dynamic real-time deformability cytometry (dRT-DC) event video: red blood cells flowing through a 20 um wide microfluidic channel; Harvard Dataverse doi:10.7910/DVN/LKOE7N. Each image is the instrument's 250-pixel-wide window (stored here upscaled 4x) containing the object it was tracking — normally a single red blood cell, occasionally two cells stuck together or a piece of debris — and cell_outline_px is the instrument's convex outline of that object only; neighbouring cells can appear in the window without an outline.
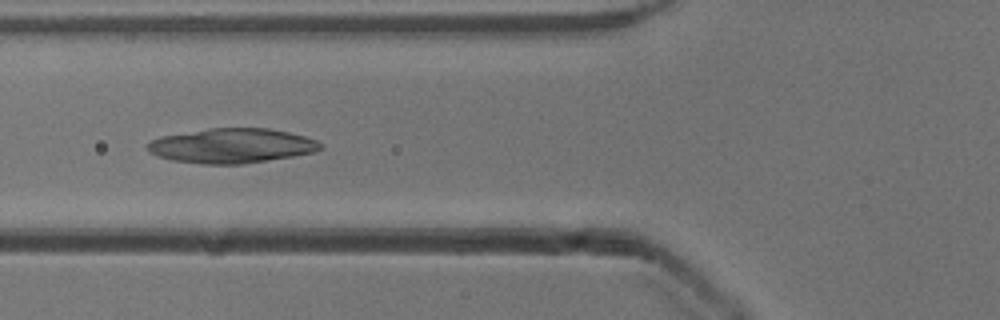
{"species": "common noctule bat (a hibernating species)", "species_latin": "Nyctalus noctula", "temperature_condition": "cold", "stored_images_in_passage": 40, "camera_frame_rate_fps": 3000, "um_per_image_px": 0.085, "animal": {"sex": "male", "body_mass_g": 13.3}, "frame": {"image": 1, "passage_image": 10, "time_ms": 3.0, "image_size_px": [1000, 320], "cell_outline_px": [[324, 148], [312, 152], [292, 156], [244, 164], [200, 164], [172, 160], [156, 156], [148, 152], [144, 148], [152, 140], [160, 136], [208, 128], [268, 128], [288, 132], [304, 136], [316, 140], [324, 144]], "centroid_in_image_um": [19.66, 12.39], "position_along_channel_um": 106.1, "area_um2": 35.14}}
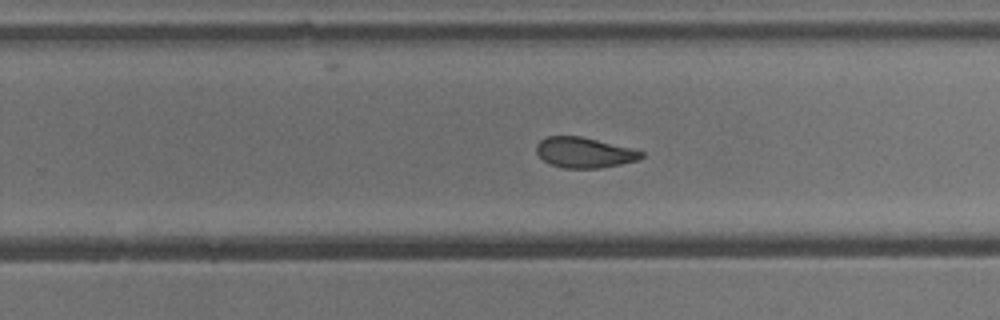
{"frame": {"image": 2, "passage_image": 20, "time_ms": 6.333, "image_size_px": [1000, 320], "cell_outline_px": [[644, 156], [636, 160], [620, 164], [600, 168], [564, 168], [548, 164], [536, 152], [536, 144], [544, 136], [580, 136], [632, 148], [644, 152]], "centroid_in_image_um": [49.63, 12.96], "position_along_channel_um": 280.2, "area_um2": 18.61}}
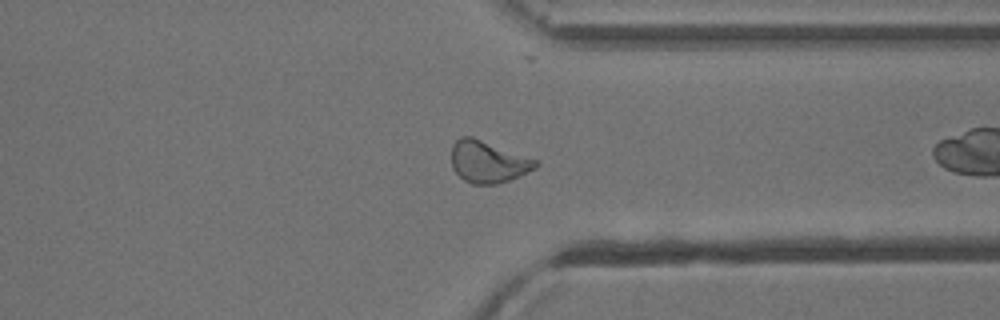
{"frame": {"image": 3, "passage_image": 27, "time_ms": 8.667, "image_size_px": [1000, 320], "cell_outline_px": [[540, 164], [536, 168], [508, 180], [496, 184], [472, 184], [464, 180], [452, 168], [452, 144], [460, 136], [472, 136], [536, 160]], "centroid_in_image_um": [41.45, 13.74], "position_along_channel_um": 370.0, "area_um2": 20.29}, "authors_computed_cell_mechanics": {"area_um2": 23.3801, "velocity_mm_per_s": 3.9188, "shape_relaxation_time_tau1_ms": 6.081, "shape_relaxation_time_tau2_ms": 4.3899, "deformation_change_tau1": 0.2147, "deformation_change_tau2": 0.1309}}